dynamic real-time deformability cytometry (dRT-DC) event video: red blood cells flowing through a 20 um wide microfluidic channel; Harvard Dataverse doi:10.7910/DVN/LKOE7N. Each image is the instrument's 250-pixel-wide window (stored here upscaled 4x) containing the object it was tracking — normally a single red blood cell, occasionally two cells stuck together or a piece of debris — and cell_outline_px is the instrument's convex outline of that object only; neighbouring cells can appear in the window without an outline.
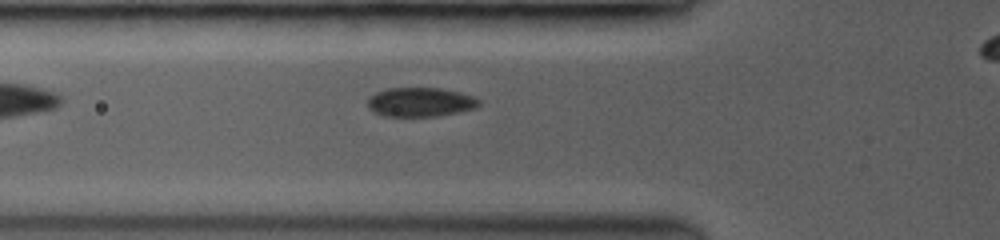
{"species": "common noctule bat (a hibernating species)", "species_latin": "Nyctalus noctula", "temperature_condition": "room temperature", "stored_images_in_passage": 33, "camera_frame_rate_fps": 3500, "um_per_image_px": 0.085, "animal": {"sex": "female", "body_mass_g": 19.0, "forearm_length_mm": 53.3}, "frame": {"image": 1, "passage_image": 2, "time_ms": 0.286, "image_size_px": [1000, 240], "cell_outline_px": [[480, 104], [472, 108], [456, 112], [436, 116], [388, 116], [376, 112], [368, 108], [368, 100], [376, 92], [388, 88], [436, 88], [456, 92], [472, 96], [480, 100]], "centroid_in_image_um": [35.7, 8.67], "position_along_channel_um": 90.1, "area_um2": 18.38}}
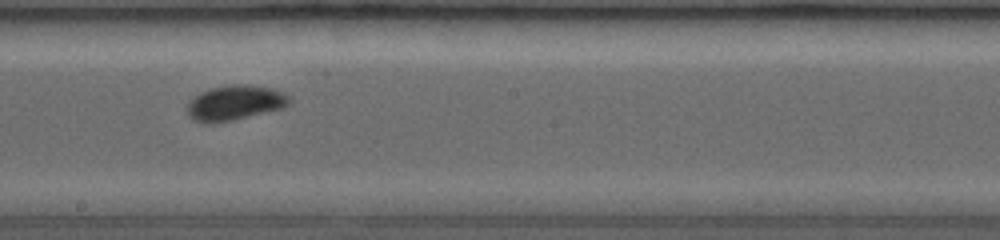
{"frame": {"image": 2, "passage_image": 14, "time_ms": 3.714, "image_size_px": [1000, 240], "cell_outline_px": [[288, 104], [280, 108], [228, 120], [196, 120], [188, 116], [188, 104], [200, 92], [212, 88], [232, 84], [248, 84], [268, 88], [280, 92], [288, 100]], "centroid_in_image_um": [19.93, 8.69], "position_along_channel_um": 228.3, "area_um2": 19.31}}
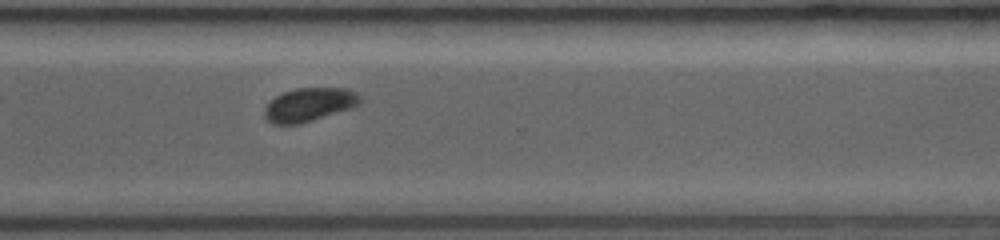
{"frame": {"image": 3, "passage_image": 24, "time_ms": 6.571, "image_size_px": [1000, 240], "cell_outline_px": [[360, 104], [352, 108], [300, 124], [272, 124], [264, 116], [264, 108], [276, 96], [284, 92], [296, 88], [348, 88], [356, 92], [360, 96]], "centroid_in_image_um": [26.3, 8.89], "position_along_channel_um": 344.3, "area_um2": 18.67}}